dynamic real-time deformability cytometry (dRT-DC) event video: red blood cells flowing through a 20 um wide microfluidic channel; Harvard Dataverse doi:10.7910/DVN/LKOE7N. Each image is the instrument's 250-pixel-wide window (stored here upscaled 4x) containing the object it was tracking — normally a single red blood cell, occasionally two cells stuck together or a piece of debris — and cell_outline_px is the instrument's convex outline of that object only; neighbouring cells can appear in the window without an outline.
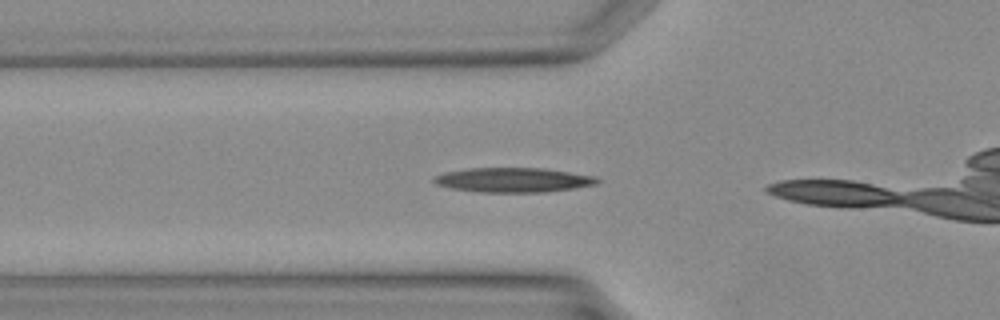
{"species": "Egyptian fruit bat (a non-hibernating species)", "species_latin": "Rousettus aegyptiacus", "temperature_condition": "warm", "stored_images_in_passage": 3, "camera_frame_rate_fps": 3000, "um_per_image_px": 0.085, "animal": {"sex": "female"}, "frame": {"image": 1, "passage_image": 2, "time_ms": 0.333, "image_size_px": [1000, 320], "cell_outline_px": [[600, 180], [596, 184], [572, 188], [540, 192], [480, 192], [452, 188], [436, 184], [432, 180], [432, 176], [444, 172], [468, 168], [544, 168], [596, 176]], "centroid_in_image_um": [43.59, 15.28], "position_along_channel_um": 82.2, "area_um2": 23.29}}